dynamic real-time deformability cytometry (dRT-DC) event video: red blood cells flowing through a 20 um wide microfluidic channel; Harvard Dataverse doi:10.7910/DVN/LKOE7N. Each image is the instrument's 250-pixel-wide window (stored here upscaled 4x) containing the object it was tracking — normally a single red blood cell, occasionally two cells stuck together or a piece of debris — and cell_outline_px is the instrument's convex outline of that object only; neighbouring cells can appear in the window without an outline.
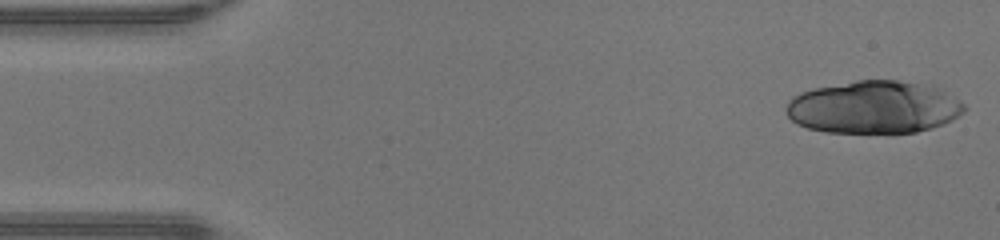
{"species": "human", "species_latin": "Homo sapiens", "temperature_condition": "warm", "stored_images_in_passage": 16, "camera_frame_rate_fps": 3000, "um_per_image_px": 0.085, "donor": {"sex": "male"}, "frame": {"image": 1, "passage_image": 1, "time_ms": 0.0, "image_size_px": [1000, 240], "cell_outline_px": [[968, 108], [964, 112], [952, 120], [944, 124], [932, 128], [916, 132], [892, 136], [824, 132], [808, 128], [796, 124], [788, 116], [784, 108], [788, 100], [792, 96], [800, 92], [812, 88], [856, 80], [900, 80], [932, 84], [940, 88], [960, 100]], "centroid_in_image_um": [74.29, 9.14], "position_along_channel_um": 10.7, "area_um2": 56.7}}
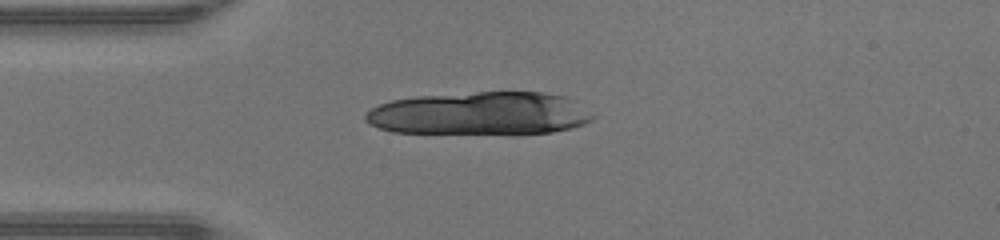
{"frame": {"image": 2, "passage_image": 11, "time_ms": 3.333, "image_size_px": [1000, 240], "cell_outline_px": [[596, 116], [592, 120], [584, 124], [572, 128], [552, 132], [516, 136], [512, 136], [392, 132], [368, 124], [364, 120], [364, 116], [372, 108], [380, 104], [392, 100], [416, 96], [476, 92], [540, 92], [568, 96], [576, 100], [596, 112]], "centroid_in_image_um": [40.9, 9.68], "position_along_channel_um": 44.1, "area_um2": 59.13}}